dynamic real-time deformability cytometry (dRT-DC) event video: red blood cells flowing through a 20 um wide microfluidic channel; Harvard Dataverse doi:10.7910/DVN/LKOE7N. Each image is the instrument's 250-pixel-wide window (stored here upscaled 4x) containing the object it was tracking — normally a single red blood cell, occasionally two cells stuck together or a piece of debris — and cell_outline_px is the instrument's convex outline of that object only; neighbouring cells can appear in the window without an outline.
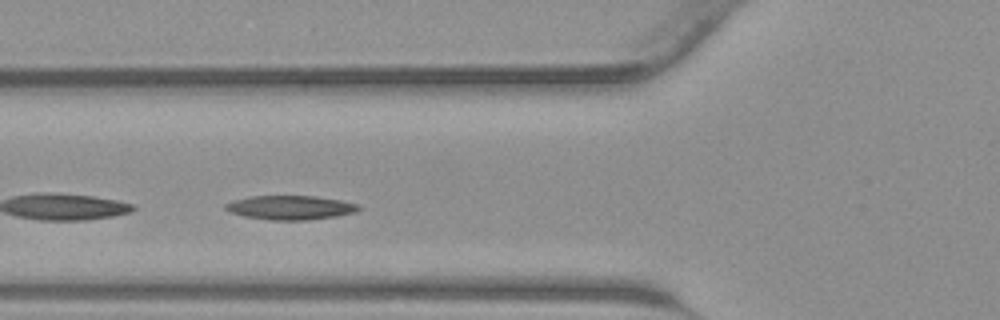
{"species": "common noctule bat (a hibernating species)", "species_latin": "Nyctalus noctula", "temperature_condition": "warm", "stored_images_in_passage": 35, "camera_frame_rate_fps": 3000, "um_per_image_px": 0.085, "animal": {"sex": "male", "body_mass_g": 23.1, "forearm_length_mm": 52.7}, "frame": {"image": 1, "passage_image": 8, "time_ms": 2.333, "image_size_px": [1000, 320], "cell_outline_px": [[360, 208], [356, 212], [336, 216], [308, 220], [268, 220], [244, 216], [232, 212], [224, 208], [224, 204], [232, 200], [252, 196], [316, 196], [340, 200], [360, 204]], "centroid_in_image_um": [24.69, 17.64], "position_along_channel_um": 101.1, "area_um2": 18.73}}
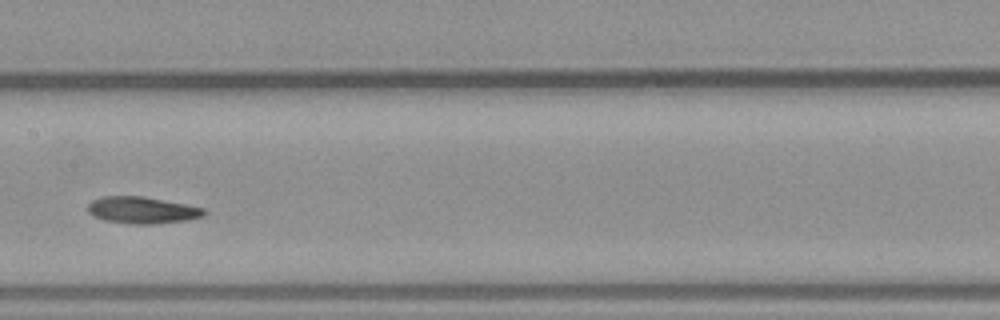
{"frame": {"image": 2, "passage_image": 14, "time_ms": 4.333, "image_size_px": [1000, 320], "cell_outline_px": [[208, 212], [204, 216], [188, 220], [152, 224], [132, 224], [104, 220], [92, 216], [88, 212], [88, 204], [92, 200], [100, 196], [144, 196], [204, 208]], "centroid_in_image_um": [12.07, 17.86], "position_along_channel_um": 195.3, "area_um2": 18.26}}
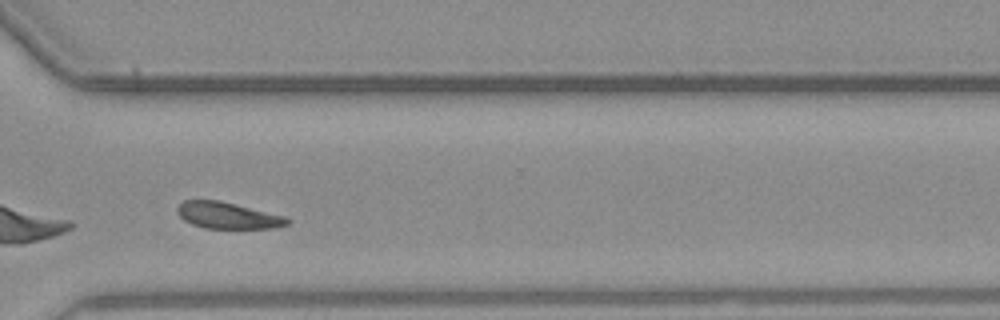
{"frame": {"image": 3, "passage_image": 24, "time_ms": 7.667, "image_size_px": [1000, 320], "cell_outline_px": [[292, 220], [288, 224], [272, 228], [204, 228], [192, 224], [184, 220], [180, 216], [176, 208], [184, 200], [220, 200], [288, 216]], "centroid_in_image_um": [19.41, 18.31], "position_along_channel_um": 351.2, "area_um2": 17.11}}